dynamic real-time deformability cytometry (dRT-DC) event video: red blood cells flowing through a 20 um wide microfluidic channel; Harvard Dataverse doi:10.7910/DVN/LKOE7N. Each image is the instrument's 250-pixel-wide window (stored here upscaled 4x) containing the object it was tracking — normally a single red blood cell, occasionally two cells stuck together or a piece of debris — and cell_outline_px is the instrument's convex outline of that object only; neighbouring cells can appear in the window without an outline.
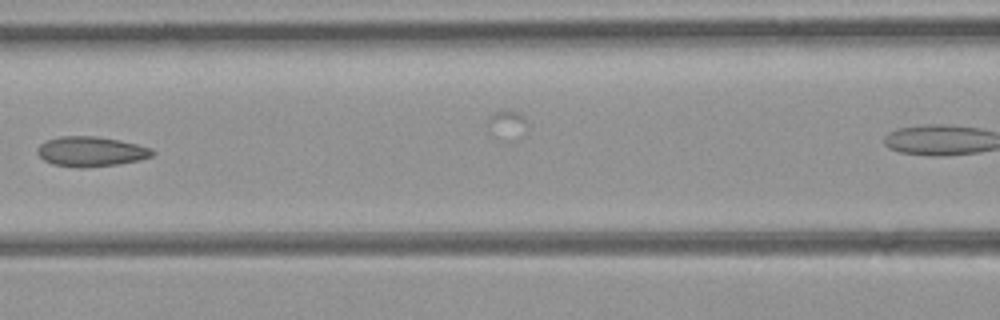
{"species": "common noctule bat (a hibernating species)", "species_latin": "Nyctalus noctula", "temperature_condition": "room temperature", "stored_images_in_passage": 8, "segment_of_instrument_passage": [1, 2], "camera_frame_rate_fps": 3000, "um_per_image_px": 0.085, "animal": {"sex": "female", "body_mass_g": 21.9}, "frame": {"image": 1, "passage_image": 7, "time_ms": 2.0, "image_size_px": [1000, 320], "cell_outline_px": [[156, 152], [152, 156], [140, 160], [116, 164], [80, 168], [76, 168], [52, 164], [44, 160], [36, 152], [36, 148], [40, 144], [48, 140], [60, 136], [96, 136], [120, 140], [152, 148]], "centroid_in_image_um": [7.72, 12.88], "position_along_channel_um": 158.9, "area_um2": 20.11}}